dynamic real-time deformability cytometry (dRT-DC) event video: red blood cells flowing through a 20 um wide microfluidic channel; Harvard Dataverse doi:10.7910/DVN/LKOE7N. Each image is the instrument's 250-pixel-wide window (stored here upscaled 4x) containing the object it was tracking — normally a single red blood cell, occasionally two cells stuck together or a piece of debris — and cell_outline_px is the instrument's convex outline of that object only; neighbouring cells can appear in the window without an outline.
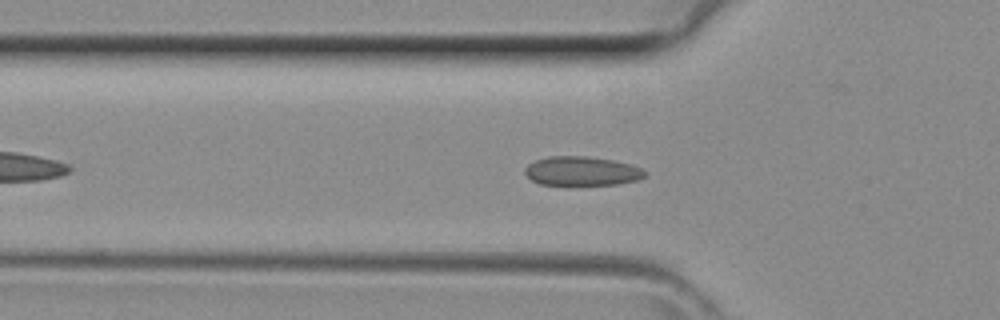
{"species": "common noctule bat (a hibernating species)", "species_latin": "Nyctalus noctula", "temperature_condition": "room temperature", "stored_images_in_passage": 31, "camera_frame_rate_fps": 3000, "um_per_image_px": 0.085, "animal": {"sex": "female", "body_mass_g": 29.2, "forearm_length_mm": 56.3}, "frame": {"image": 1, "passage_image": 3, "time_ms": 0.667, "image_size_px": [1000, 320], "cell_outline_px": [[648, 172], [644, 176], [636, 180], [616, 184], [540, 184], [532, 180], [524, 172], [524, 168], [528, 164], [536, 160], [548, 156], [584, 156], [612, 160], [632, 164]], "centroid_in_image_um": [49.44, 14.53], "position_along_channel_um": 76.4, "area_um2": 20.11}}
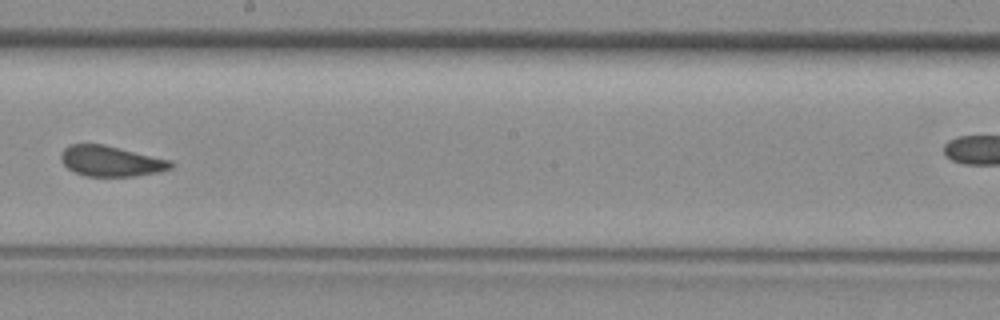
{"frame": {"image": 2, "passage_image": 13, "time_ms": 4.0, "image_size_px": [1000, 320], "cell_outline_px": [[176, 164], [172, 168], [160, 172], [136, 176], [84, 176], [72, 172], [60, 160], [60, 156], [64, 148], [72, 144], [104, 144], [172, 160]], "centroid_in_image_um": [9.46, 13.7], "position_along_channel_um": 238.7, "area_um2": 19.83}}
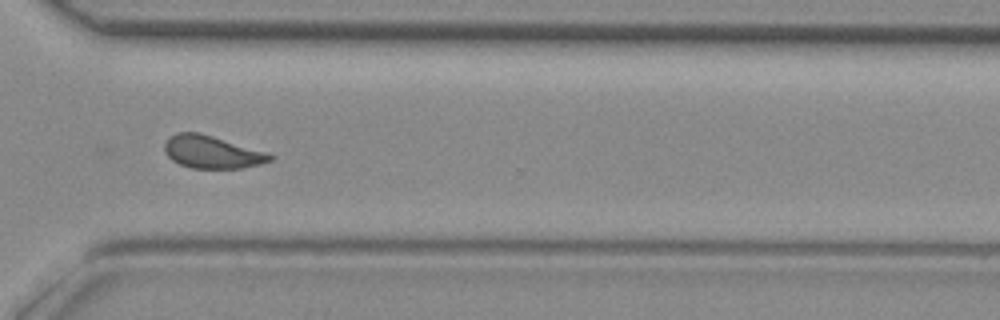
{"frame": {"image": 3, "passage_image": 20, "time_ms": 6.333, "image_size_px": [1000, 320], "cell_outline_px": [[276, 156], [272, 160], [260, 164], [240, 168], [192, 168], [180, 164], [172, 160], [164, 152], [164, 144], [176, 132], [200, 132], [268, 152]], "centroid_in_image_um": [18.04, 12.92], "position_along_channel_um": 352.6, "area_um2": 20.11}}